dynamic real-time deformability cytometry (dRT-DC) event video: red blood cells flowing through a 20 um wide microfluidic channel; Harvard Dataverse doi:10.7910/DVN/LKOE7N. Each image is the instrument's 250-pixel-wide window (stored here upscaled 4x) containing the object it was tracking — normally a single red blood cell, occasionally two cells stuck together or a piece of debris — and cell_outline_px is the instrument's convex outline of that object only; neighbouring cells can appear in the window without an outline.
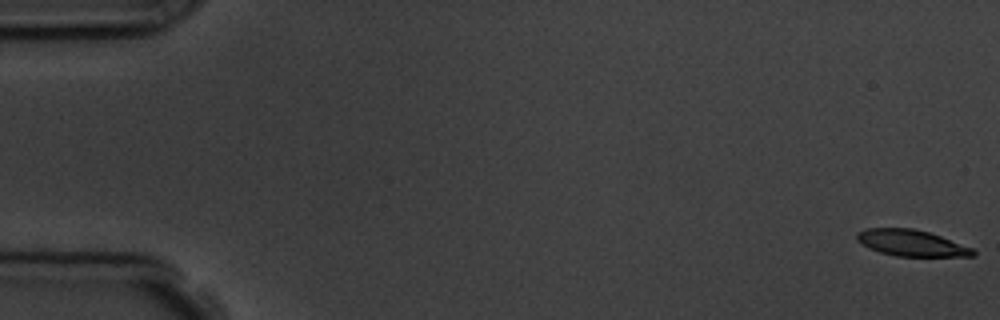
{"species": "common noctule bat (a hibernating species)", "species_latin": "Nyctalus noctula", "temperature_condition": "room temperature", "stored_images_in_passage": 4, "segment_of_instrument_passage": [2, 2], "camera_frame_rate_fps": 3000, "um_per_image_px": 0.085, "animal": {"sex": "male", "body_mass_g": 19.5, "forearm_length_mm": 54.6}, "frame": {"image": 1, "passage_image": 4, "time_ms": 3.667, "image_size_px": [1000, 320], "cell_outline_px": [[976, 252], [972, 256], [896, 256], [880, 252], [868, 248], [860, 244], [856, 240], [856, 232], [864, 228], [912, 228], [928, 232], [940, 236], [972, 248]], "centroid_in_image_um": [77.39, 20.65], "position_along_channel_um": 7.6, "area_um2": 17.74}}